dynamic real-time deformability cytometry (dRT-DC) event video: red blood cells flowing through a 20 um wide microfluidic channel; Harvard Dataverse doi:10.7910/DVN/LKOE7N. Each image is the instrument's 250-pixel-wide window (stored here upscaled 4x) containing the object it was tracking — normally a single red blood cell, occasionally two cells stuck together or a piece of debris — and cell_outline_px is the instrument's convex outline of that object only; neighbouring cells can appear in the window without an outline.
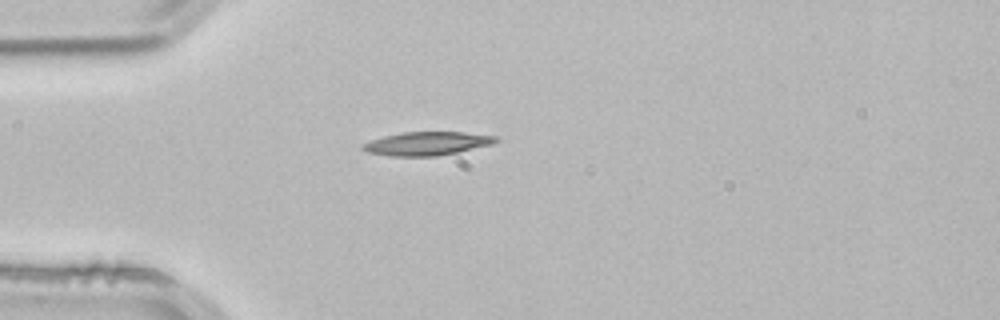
{"species": "common noctule bat (a hibernating species)", "species_latin": "Nyctalus noctula", "temperature_condition": "room temperature", "stored_images_in_passage": 39, "camera_frame_rate_fps": 3000, "um_per_image_px": 0.085, "animal": {"sex": "male", "body_mass_g": 21.5, "forearm_length_mm": 52.0}, "frame": {"image": 1, "passage_image": 1, "time_ms": 0.0, "image_size_px": [1000, 320], "cell_outline_px": [[500, 140], [496, 144], [436, 156], [388, 156], [368, 152], [360, 148], [360, 144], [384, 136], [404, 132], [464, 132], [496, 136]], "centroid_in_image_um": [36.31, 12.2], "position_along_channel_um": 48.7, "area_um2": 18.32}}
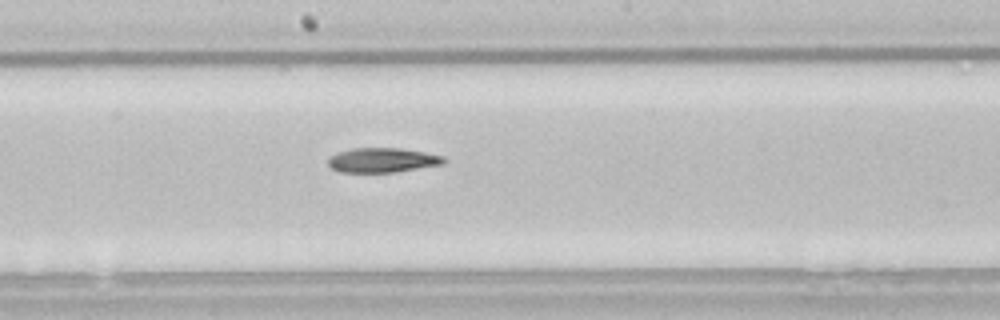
{"frame": {"image": 2, "passage_image": 15, "time_ms": 4.667, "image_size_px": [1000, 320], "cell_outline_px": [[448, 160], [444, 164], [392, 172], [340, 172], [332, 168], [328, 164], [328, 160], [332, 156], [340, 152], [352, 148], [400, 148], [424, 152], [444, 156]], "centroid_in_image_um": [32.55, 13.61], "position_along_channel_um": 215.7, "area_um2": 16.42}}
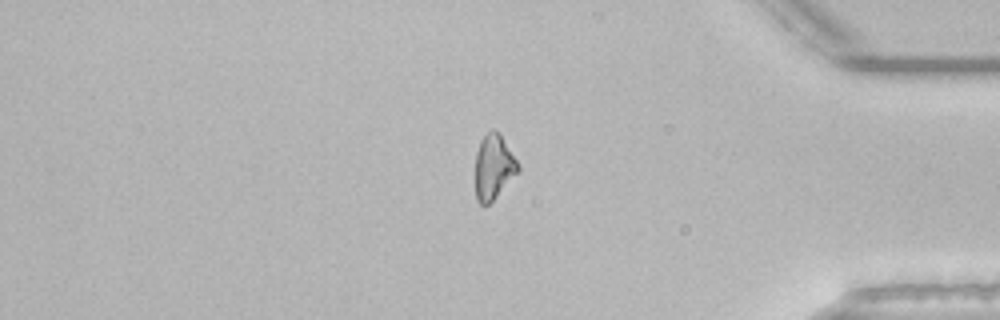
{"frame": {"image": 3, "passage_image": 31, "time_ms": 10.0, "image_size_px": [1000, 320], "cell_outline_px": [[520, 168], [496, 196], [488, 204], [480, 204], [476, 200], [476, 152], [480, 140], [492, 128], [500, 132], [520, 164]], "centroid_in_image_um": [41.96, 14.13], "position_along_channel_um": 393.2, "area_um2": 16.01}}